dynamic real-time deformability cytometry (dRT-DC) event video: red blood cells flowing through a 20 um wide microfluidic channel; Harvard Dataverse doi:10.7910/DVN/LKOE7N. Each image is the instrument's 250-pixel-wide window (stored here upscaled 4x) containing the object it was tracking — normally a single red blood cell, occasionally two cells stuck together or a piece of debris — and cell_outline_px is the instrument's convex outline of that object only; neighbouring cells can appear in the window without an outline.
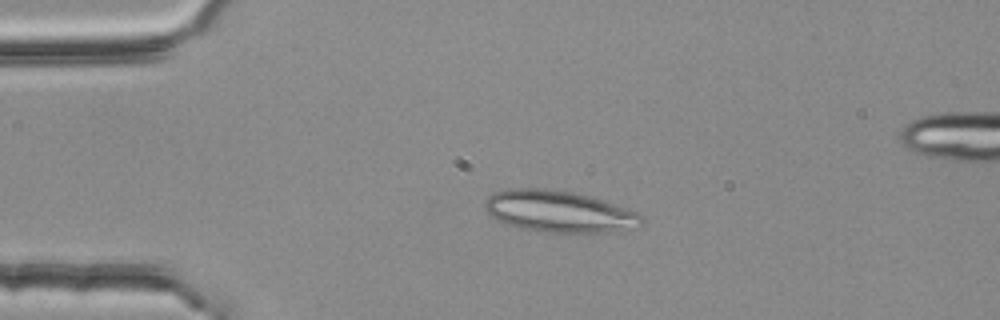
{"species": "common noctule bat (a hibernating species)", "species_latin": "Nyctalus noctula", "temperature_condition": "room temperature", "stored_images_in_passage": 41, "segment_of_instrument_passage": [1, 2], "camera_frame_rate_fps": 3000, "um_per_image_px": 0.085, "animal": {"sex": "female", "body_mass_g": 25.1}, "frame": {"image": 1, "passage_image": 1, "time_ms": 0.0, "image_size_px": [1000, 320], "cell_outline_px": [[644, 224], [640, 228], [608, 232], [548, 232], [520, 228], [508, 224], [492, 216], [484, 208], [484, 200], [492, 192], [508, 188], [544, 188], [572, 192], [592, 196], [604, 200], [636, 212], [644, 216]], "centroid_in_image_um": [47.55, 17.97], "position_along_channel_um": 37.4, "area_um2": 38.26}}